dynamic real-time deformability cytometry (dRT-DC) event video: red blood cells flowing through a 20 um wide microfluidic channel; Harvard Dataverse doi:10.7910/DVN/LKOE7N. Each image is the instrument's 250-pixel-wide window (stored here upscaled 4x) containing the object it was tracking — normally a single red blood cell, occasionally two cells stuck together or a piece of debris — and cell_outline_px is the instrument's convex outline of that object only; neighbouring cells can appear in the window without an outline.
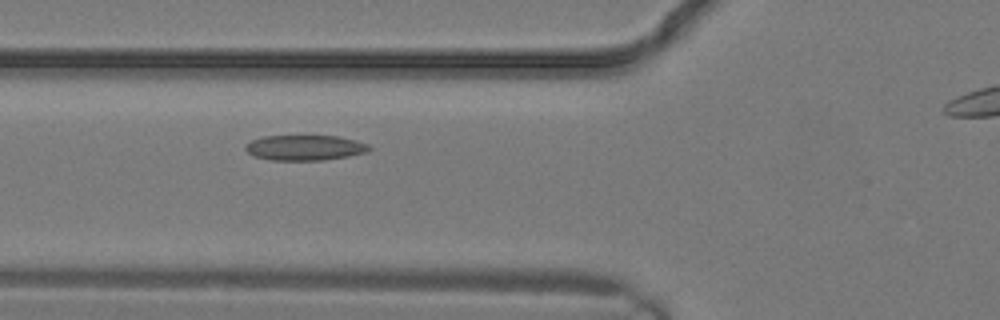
{"species": "common noctule bat (a hibernating species)", "species_latin": "Nyctalus noctula", "temperature_condition": "warm", "stored_images_in_passage": 8, "camera_frame_rate_fps": 3000, "um_per_image_px": 0.085, "animal": {"sex": "male", "body_mass_g": 19.2, "forearm_length_mm": 51.8}, "frame": {"image": 1, "passage_image": 7, "time_ms": 2.0, "image_size_px": [1000, 320], "cell_outline_px": [[372, 148], [368, 152], [348, 156], [324, 160], [268, 160], [252, 156], [244, 148], [244, 144], [252, 140], [264, 136], [340, 136], [356, 140], [368, 144]], "centroid_in_image_um": [25.9, 12.56], "position_along_channel_um": 99.9, "area_um2": 18.44}}